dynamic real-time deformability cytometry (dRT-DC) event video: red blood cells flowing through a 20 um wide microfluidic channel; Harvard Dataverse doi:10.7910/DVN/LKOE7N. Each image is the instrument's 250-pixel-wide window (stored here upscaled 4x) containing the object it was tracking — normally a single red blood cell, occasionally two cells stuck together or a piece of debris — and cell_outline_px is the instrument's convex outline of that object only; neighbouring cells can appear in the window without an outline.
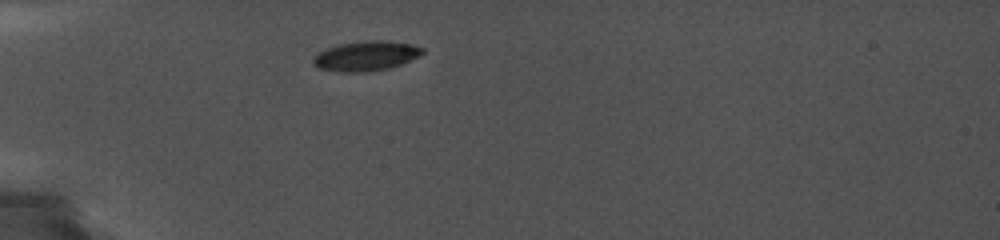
{"species": "common noctule bat (a hibernating species)", "species_latin": "Nyctalus noctula", "temperature_condition": "cold", "stored_images_in_passage": 101, "camera_frame_rate_fps": 5000, "um_per_image_px": 0.085, "animal": {"sex": "female", "body_mass_g": 19.0, "forearm_length_mm": 56.7}, "frame": {"image": 1, "passage_image": 1, "time_ms": 0.0, "image_size_px": [1000, 240], "cell_outline_px": [[424, 52], [420, 56], [392, 68], [368, 72], [340, 72], [320, 68], [312, 60], [324, 48], [340, 44], [364, 40], [388, 40], [412, 44], [424, 48]], "centroid_in_image_um": [31.17, 4.75], "position_along_channel_um": 53.8, "area_um2": 19.13}}
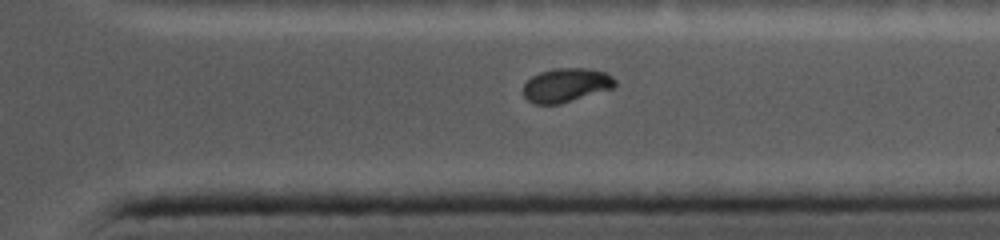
{"frame": {"image": 2, "passage_image": 77, "time_ms": 8.8, "image_size_px": [1000, 240], "cell_outline_px": [[616, 84], [612, 88], [560, 104], [536, 104], [528, 100], [524, 96], [524, 84], [532, 76], [540, 72], [556, 68], [588, 68], [604, 72], [612, 76], [616, 80]], "centroid_in_image_um": [48.12, 7.23], "position_along_channel_um": 363.3, "area_um2": 17.98}}
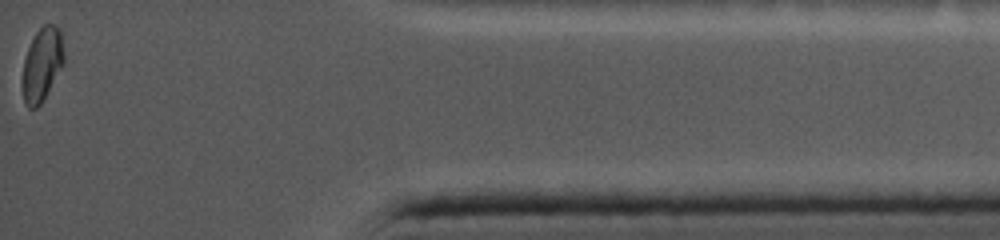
{"frame": {"image": 3, "passage_image": 100, "time_ms": 11.4, "image_size_px": [1000, 240], "cell_outline_px": [[64, 64], [40, 104], [36, 108], [28, 108], [24, 104], [24, 60], [28, 48], [36, 32], [44, 24], [56, 24], [64, 32]], "centroid_in_image_um": [3.64, 5.39], "position_along_channel_um": 431.6, "area_um2": 17.74}, "authors_computed_cell_mechanics": {"area_um2": 18.7272, "velocity_mm_per_s": 3.7409, "shape_relaxation_time_tau1_ms": null, "shape_relaxation_time_tau2_ms": 0.7639, "deformation_change_tau1": null, "deformation_change_tau2": 0.0315}}